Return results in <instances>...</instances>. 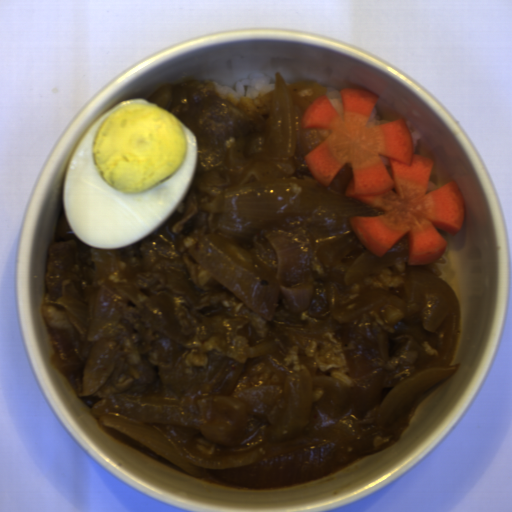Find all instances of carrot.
Wrapping results in <instances>:
<instances>
[{
  "label": "carrot",
  "mask_w": 512,
  "mask_h": 512,
  "mask_svg": "<svg viewBox=\"0 0 512 512\" xmlns=\"http://www.w3.org/2000/svg\"><path fill=\"white\" fill-rule=\"evenodd\" d=\"M343 119L327 95L317 97L300 119L301 129H331L304 156L312 176L326 187L351 164L344 196L358 199L378 216L347 217L362 245L383 257L407 235V266L431 264L447 251L437 231L460 232L465 218L456 181L427 192L435 162L415 153L406 120L367 126L379 98L362 88L340 90ZM389 159L393 178L382 156Z\"/></svg>",
  "instance_id": "obj_1"
}]
</instances>
